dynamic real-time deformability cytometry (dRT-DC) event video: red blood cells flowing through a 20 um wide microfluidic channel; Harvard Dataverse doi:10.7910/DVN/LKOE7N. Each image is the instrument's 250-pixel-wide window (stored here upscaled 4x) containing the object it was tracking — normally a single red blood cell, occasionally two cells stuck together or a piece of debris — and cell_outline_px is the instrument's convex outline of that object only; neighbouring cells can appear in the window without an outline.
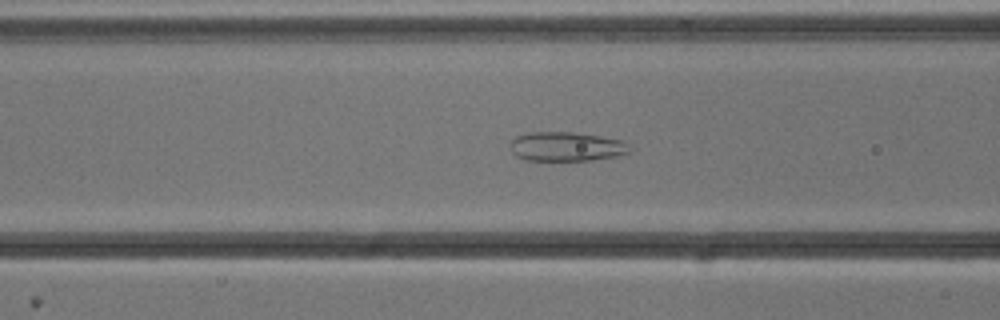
{"species": "common noctule bat (a hibernating species)", "species_latin": "Nyctalus noctula", "temperature_condition": "cold", "stored_images_in_passage": 53, "camera_frame_rate_fps": 3000, "um_per_image_px": 0.085, "animal": {"sex": "male", "body_mass_g": 13.3}, "frame": {"image": 1, "passage_image": 21, "time_ms": 6.667, "image_size_px": [1000, 320], "cell_outline_px": [[628, 152], [616, 156], [592, 160], [524, 160], [516, 156], [512, 152], [512, 140], [516, 136], [528, 132], [572, 132], [600, 136], [624, 140]], "centroid_in_image_um": [48.1, 12.45], "position_along_channel_um": 118.5, "area_um2": 20.11}}
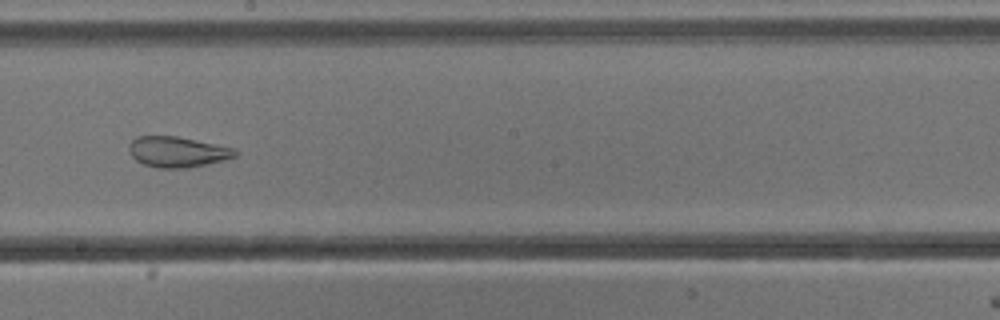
{"frame": {"image": 2, "passage_image": 30, "time_ms": 9.667, "image_size_px": [1000, 320], "cell_outline_px": [[240, 152], [236, 156], [224, 160], [188, 168], [156, 168], [144, 164], [136, 160], [128, 152], [128, 144], [136, 136], [176, 136], [236, 148]], "centroid_in_image_um": [15.08, 12.91], "position_along_channel_um": 233.1, "area_um2": 19.13}}
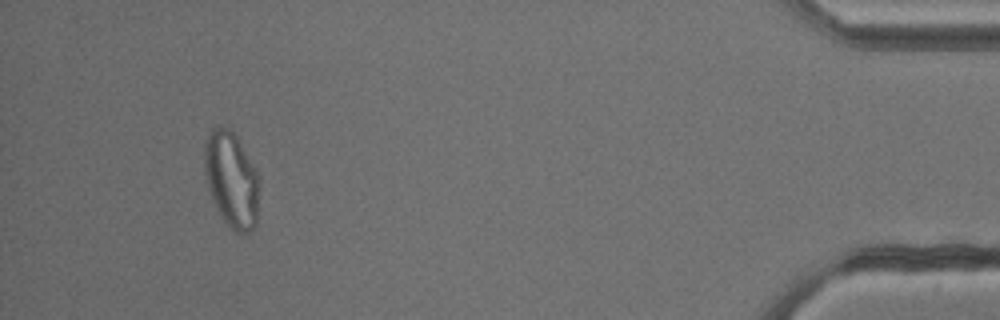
{"frame": {"image": 3, "passage_image": 50, "time_ms": 16.333, "image_size_px": [1000, 320], "cell_outline_px": [[260, 184], [256, 224], [244, 236], [236, 232], [224, 220], [216, 208], [212, 200], [208, 188], [204, 172], [204, 140], [212, 128], [228, 128], [236, 136], [256, 172]], "centroid_in_image_um": [19.66, 15.3], "position_along_channel_um": 415.5, "area_um2": 30.46}, "authors_computed_cell_mechanics": {"area_um2": 28.2642, "velocity_mm_per_s": 3.823, "shape_relaxation_time_tau1_ms": null, "shape_relaxation_time_tau2_ms": 1.2842, "deformation_change_tau1": null, "deformation_change_tau2": 0.087}}